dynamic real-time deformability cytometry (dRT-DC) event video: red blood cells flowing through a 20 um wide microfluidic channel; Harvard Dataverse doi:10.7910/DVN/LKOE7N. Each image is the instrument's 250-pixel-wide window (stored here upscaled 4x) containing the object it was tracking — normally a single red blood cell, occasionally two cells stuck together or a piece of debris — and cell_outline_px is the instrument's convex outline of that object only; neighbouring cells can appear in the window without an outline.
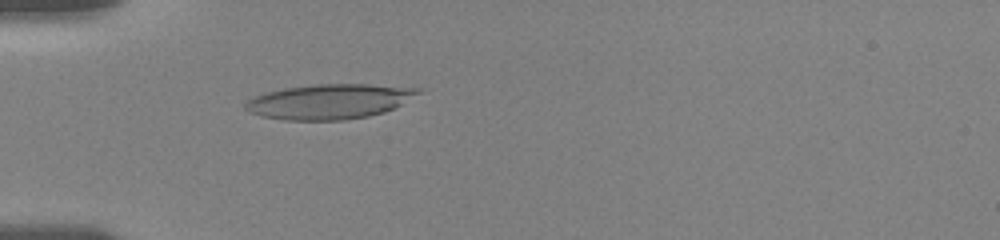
{"species": "human", "species_latin": "Homo sapiens", "temperature_condition": "room temperature", "stored_images_in_passage": 6, "camera_frame_rate_fps": 3000, "um_per_image_px": 0.085, "donor": {"sex": "female"}, "frame": {"image": 1, "passage_image": 6, "time_ms": 5.333, "image_size_px": [1000, 240], "cell_outline_px": [[424, 88], [420, 92], [400, 104], [384, 112], [368, 116], [344, 120], [284, 120], [260, 116], [248, 112], [244, 108], [244, 104], [248, 100], [256, 96], [268, 92], [284, 88], [316, 84], [368, 84]], "centroid_in_image_um": [27.97, 8.63], "position_along_channel_um": 57.0, "area_um2": 35.03}}